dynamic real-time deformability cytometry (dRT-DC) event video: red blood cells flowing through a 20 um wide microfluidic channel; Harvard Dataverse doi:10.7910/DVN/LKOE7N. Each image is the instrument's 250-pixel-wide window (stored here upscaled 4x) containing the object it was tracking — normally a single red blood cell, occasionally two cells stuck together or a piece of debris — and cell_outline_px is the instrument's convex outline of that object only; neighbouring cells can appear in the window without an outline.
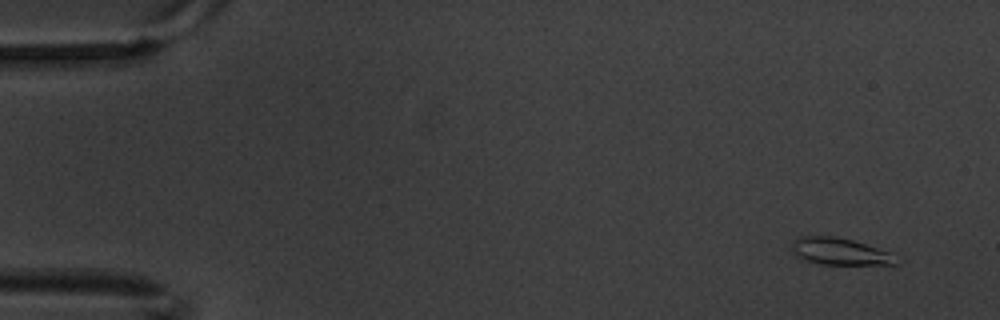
{"species": "common noctule bat (a hibernating species)", "species_latin": "Nyctalus noctula", "temperature_condition": "warm", "stored_images_in_passage": 6, "camera_frame_rate_fps": 3000, "um_per_image_px": 0.085, "animal": {"sex": "male", "body_mass_g": 20.1, "forearm_length_mm": 53.5}, "frame": {"image": 1, "passage_image": 1, "time_ms": 0.0, "image_size_px": [1000, 320], "cell_outline_px": [[904, 260], [896, 264], [820, 264], [796, 256], [792, 248], [792, 240], [796, 236], [836, 236], [852, 240], [892, 252], [904, 256]], "centroid_in_image_um": [71.51, 21.37], "position_along_channel_um": 13.5, "area_um2": 16.76}}